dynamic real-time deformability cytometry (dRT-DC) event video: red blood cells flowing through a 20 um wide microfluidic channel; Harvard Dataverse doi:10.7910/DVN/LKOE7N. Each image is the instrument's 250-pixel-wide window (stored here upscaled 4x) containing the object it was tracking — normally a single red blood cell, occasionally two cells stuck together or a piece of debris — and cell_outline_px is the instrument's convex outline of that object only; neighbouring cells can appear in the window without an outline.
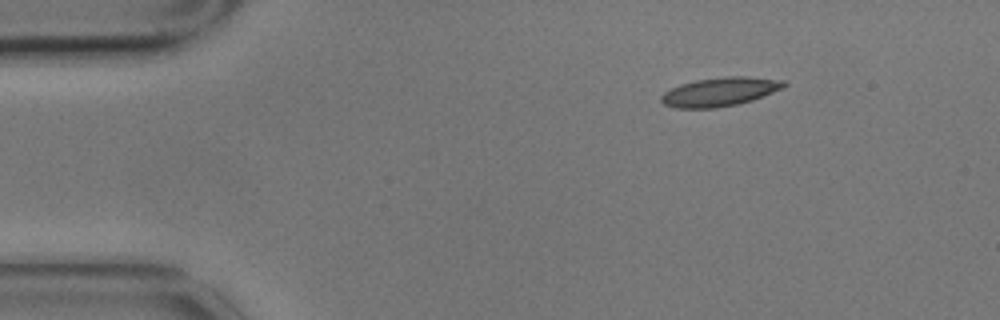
{"species": "common noctule bat (a hibernating species)", "species_latin": "Nyctalus noctula", "temperature_condition": "cold", "stored_images_in_passage": 3, "camera_frame_rate_fps": 3000, "um_per_image_px": 0.085, "animal": {"sex": "male", "body_mass_g": 17.9}, "frame": {"image": 1, "passage_image": 1, "time_ms": 0.0, "image_size_px": [1000, 320], "cell_outline_px": [[788, 84], [772, 92], [752, 100], [736, 104], [716, 108], [676, 108], [664, 104], [660, 100], [660, 96], [664, 92], [680, 84], [696, 80], [724, 76], [748, 76], [788, 80]], "centroid_in_image_um": [61.19, 7.79], "position_along_channel_um": 23.8, "area_um2": 20.63}}
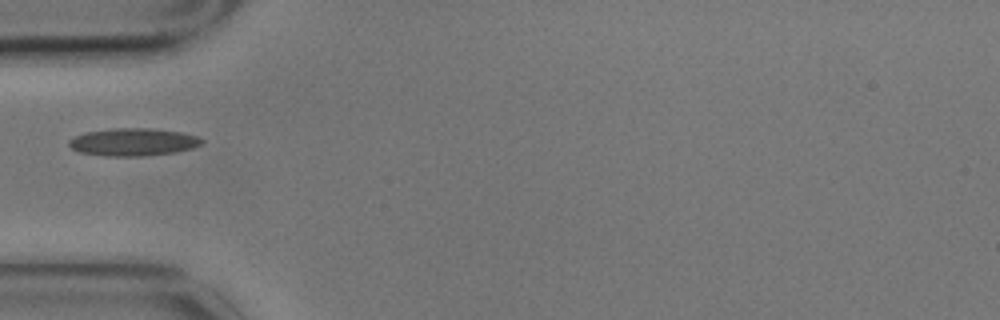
{"frame": {"image": 2, "passage_image": 3, "time_ms": 0.667, "image_size_px": [1000, 320], "cell_outline_px": [[204, 140], [200, 144], [192, 148], [176, 152], [144, 156], [104, 156], [80, 152], [72, 148], [68, 144], [68, 140], [76, 136], [88, 132], [116, 128], [152, 128], [180, 132], [196, 136]], "centroid_in_image_um": [11.32, 12.08], "position_along_channel_um": 73.7, "area_um2": 21.21}}